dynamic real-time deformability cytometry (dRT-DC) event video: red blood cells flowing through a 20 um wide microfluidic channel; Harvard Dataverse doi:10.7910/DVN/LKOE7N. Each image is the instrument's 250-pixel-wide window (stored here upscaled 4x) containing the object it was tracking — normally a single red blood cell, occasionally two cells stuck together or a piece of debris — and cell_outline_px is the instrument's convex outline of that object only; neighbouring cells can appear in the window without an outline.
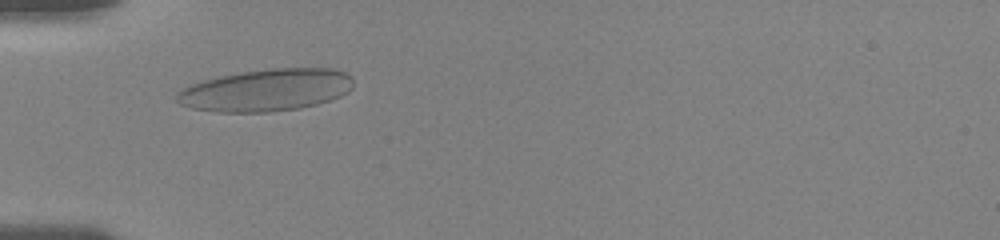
{"species": "human", "species_latin": "Homo sapiens", "temperature_condition": "room temperature", "stored_images_in_passage": 39, "camera_frame_rate_fps": 3000, "um_per_image_px": 0.085, "donor": {"sex": "female"}, "frame": {"image": 1, "passage_image": 5, "time_ms": 3.0, "image_size_px": [1000, 240], "cell_outline_px": [[352, 88], [348, 92], [332, 100], [300, 108], [268, 112], [220, 112], [192, 108], [180, 104], [176, 100], [176, 92], [192, 84], [204, 80], [220, 76], [244, 72], [272, 68], [336, 68], [352, 76]], "centroid_in_image_um": [22.66, 7.66], "position_along_channel_um": 62.3, "area_um2": 43.35}}
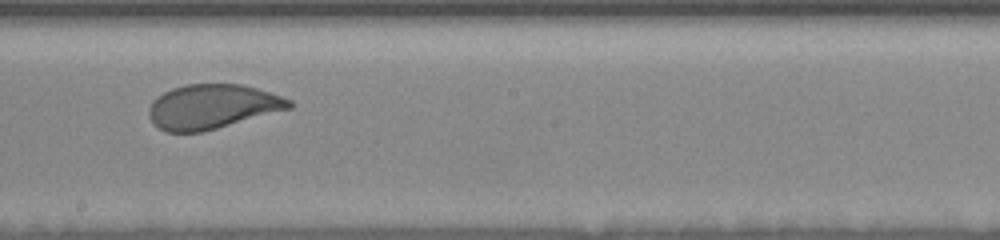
{"frame": {"image": 2, "passage_image": 21, "time_ms": 7.667, "image_size_px": [1000, 240], "cell_outline_px": [[292, 108], [216, 128], [200, 132], [164, 132], [156, 128], [152, 124], [148, 116], [148, 108], [152, 100], [156, 96], [172, 88], [188, 84], [240, 84], [256, 88], [292, 100]], "centroid_in_image_um": [17.97, 9.07], "position_along_channel_um": 230.2, "area_um2": 36.41}}
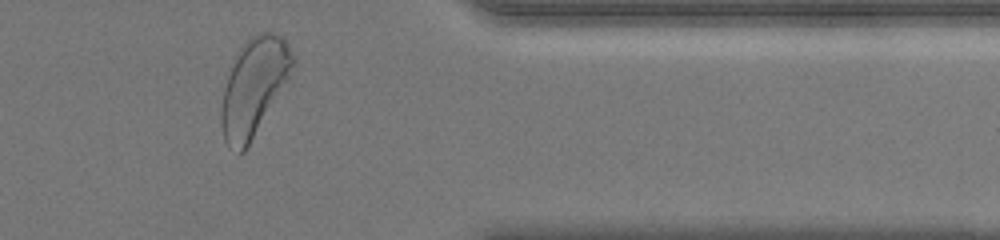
{"frame": {"image": 3, "passage_image": 39, "time_ms": 12.333, "image_size_px": [1000, 240], "cell_outline_px": [[296, 64], [288, 80], [244, 152], [240, 152], [228, 148], [224, 140], [220, 124], [220, 112], [224, 88], [228, 76], [240, 48], [248, 36], [256, 32], [272, 32], [280, 36], [288, 44], [296, 56]], "centroid_in_image_um": [21.6, 7.36], "position_along_channel_um": 389.8, "area_um2": 40.52}, "authors_computed_cell_mechanics": {"area_um2": 37.7434, "velocity_mm_per_s": 3.6787, "shape_relaxation_time_tau1_ms": 3.9696, "shape_relaxation_time_tau2_ms": null, "deformation_change_tau1": 0.1364, "deformation_change_tau2": null}}